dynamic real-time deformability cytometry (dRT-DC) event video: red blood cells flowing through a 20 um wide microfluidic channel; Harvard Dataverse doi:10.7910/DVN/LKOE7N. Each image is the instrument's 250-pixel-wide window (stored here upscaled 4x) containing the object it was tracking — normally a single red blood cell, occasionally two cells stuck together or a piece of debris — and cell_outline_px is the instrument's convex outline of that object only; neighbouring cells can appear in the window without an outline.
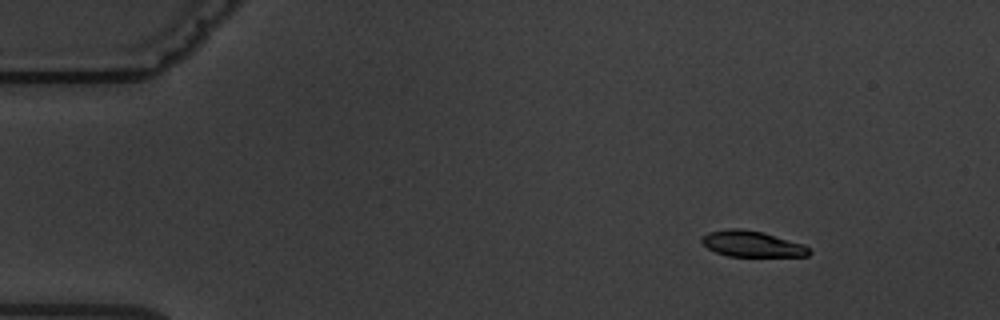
{"species": "common noctule bat (a hibernating species)", "species_latin": "Nyctalus noctula", "temperature_condition": "warm", "stored_images_in_passage": 6, "camera_frame_rate_fps": 3000, "um_per_image_px": 0.085, "animal": {"sex": "male", "body_mass_g": 19.5, "forearm_length_mm": 54.6}, "frame": {"image": 1, "passage_image": 2, "time_ms": 1.0, "image_size_px": [1000, 320], "cell_outline_px": [[812, 252], [808, 256], [728, 256], [716, 252], [708, 248], [700, 240], [700, 236], [708, 232], [728, 228], [740, 228], [764, 232], [804, 244]], "centroid_in_image_um": [63.91, 20.72], "position_along_channel_um": 21.1, "area_um2": 16.36}}
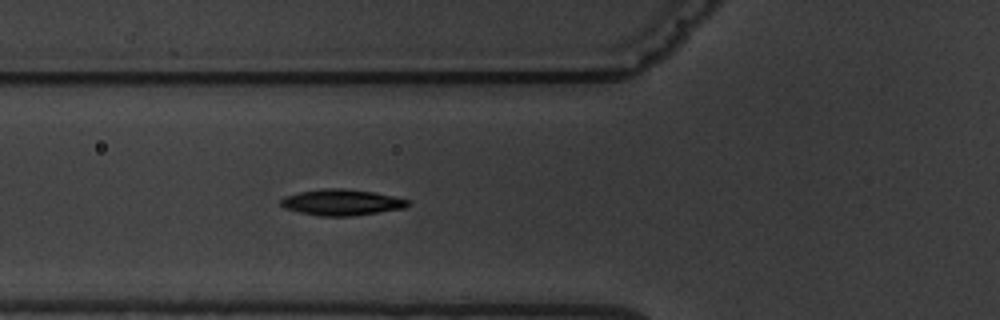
{"frame": {"image": 2, "passage_image": 6, "time_ms": 5.667, "image_size_px": [1000, 320], "cell_outline_px": [[408, 204], [404, 208], [352, 216], [320, 216], [300, 212], [284, 208], [280, 204], [280, 200], [284, 196], [300, 192], [324, 188], [344, 188], [372, 192], [392, 196], [408, 200]], "centroid_in_image_um": [28.99, 17.2], "position_along_channel_um": 96.8, "area_um2": 19.07}}